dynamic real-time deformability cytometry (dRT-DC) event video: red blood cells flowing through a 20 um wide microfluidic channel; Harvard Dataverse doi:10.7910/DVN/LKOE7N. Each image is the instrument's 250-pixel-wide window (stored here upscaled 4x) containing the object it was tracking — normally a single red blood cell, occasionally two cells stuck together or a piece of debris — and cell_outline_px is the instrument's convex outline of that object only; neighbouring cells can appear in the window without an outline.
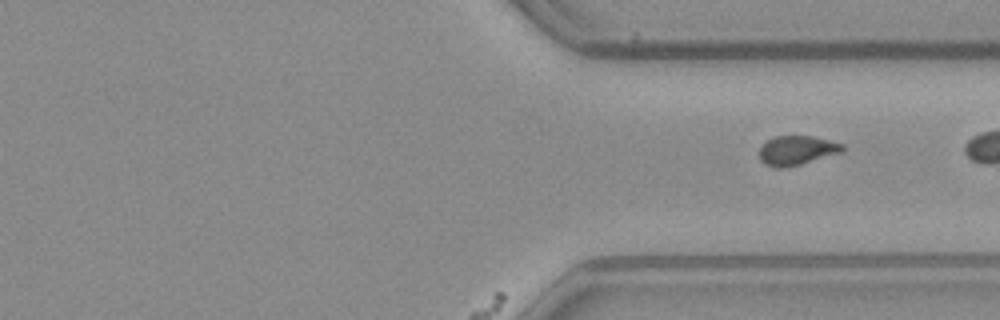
{"species": "common noctule bat (a hibernating species)", "species_latin": "Nyctalus noctula", "temperature_condition": "warm", "stored_images_in_passage": 22, "camera_frame_rate_fps": 3000, "um_per_image_px": 0.085, "animal": {"sex": "male", "body_mass_g": 23.1, "forearm_length_mm": 52.7}, "frame": {"image": 1, "passage_image": 22, "time_ms": 7.0, "image_size_px": [1000, 320], "cell_outline_px": [[844, 152], [800, 164], [784, 168], [776, 168], [764, 164], [760, 160], [760, 144], [776, 136], [812, 136], [844, 144]], "centroid_in_image_um": [67.72, 12.78], "position_along_channel_um": 343.7, "area_um2": 14.28}}